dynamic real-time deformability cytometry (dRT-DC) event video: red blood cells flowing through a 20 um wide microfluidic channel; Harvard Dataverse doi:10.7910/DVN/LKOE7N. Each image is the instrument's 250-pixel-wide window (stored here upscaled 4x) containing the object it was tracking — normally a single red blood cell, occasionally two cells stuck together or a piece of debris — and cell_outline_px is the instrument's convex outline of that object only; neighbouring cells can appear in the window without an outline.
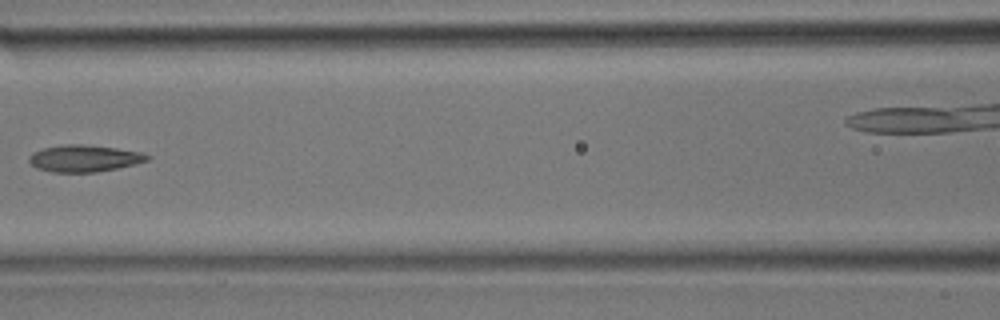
{"species": "common noctule bat (a hibernating species)", "species_latin": "Nyctalus noctula", "temperature_condition": "room temperature", "stored_images_in_passage": 21, "camera_frame_rate_fps": 3000, "um_per_image_px": 0.085, "animal": {"sex": "male", "body_mass_g": 17.9}, "frame": {"image": 1, "passage_image": 6, "time_ms": 1.667, "image_size_px": [1000, 320], "cell_outline_px": [[152, 156], [148, 160], [136, 164], [96, 172], [52, 172], [36, 168], [28, 160], [28, 156], [32, 152], [44, 148], [64, 144], [84, 144], [116, 148], [140, 152]], "centroid_in_image_um": [7.14, 13.46], "position_along_channel_um": 159.5, "area_um2": 18.5}}
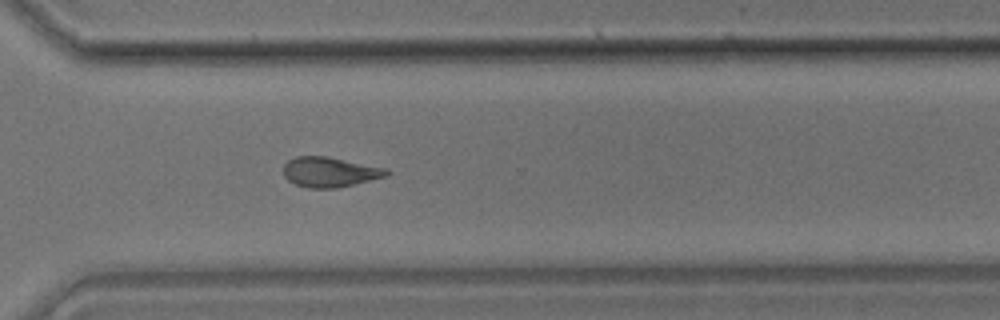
{"frame": {"image": 2, "passage_image": 15, "time_ms": 4.667, "image_size_px": [1000, 320], "cell_outline_px": [[392, 172], [388, 176], [336, 188], [308, 188], [296, 184], [288, 180], [284, 176], [284, 164], [288, 160], [296, 156], [328, 156], [388, 168]], "centroid_in_image_um": [28.07, 14.61], "position_along_channel_um": 342.5, "area_um2": 18.21}}